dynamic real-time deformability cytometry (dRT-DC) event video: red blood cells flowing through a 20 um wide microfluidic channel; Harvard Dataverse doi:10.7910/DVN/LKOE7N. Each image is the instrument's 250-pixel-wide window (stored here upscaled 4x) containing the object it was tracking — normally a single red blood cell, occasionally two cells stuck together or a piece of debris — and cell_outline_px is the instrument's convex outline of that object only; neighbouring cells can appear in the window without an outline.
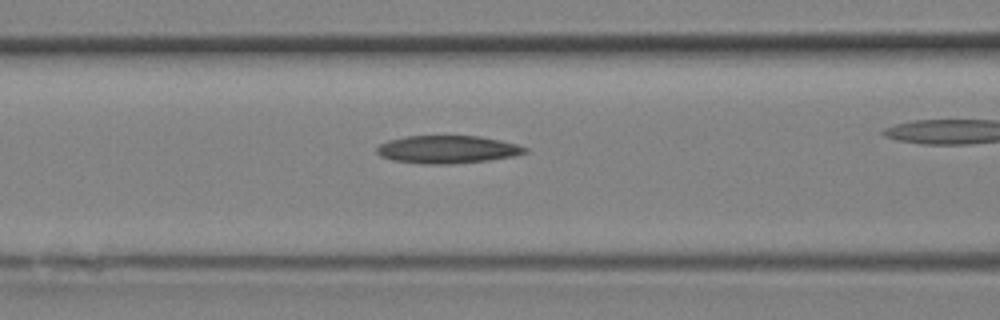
{"species": "Egyptian fruit bat (a non-hibernating species)", "species_latin": "Rousettus aegyptiacus", "temperature_condition": "room temperature", "stored_images_in_passage": 18, "camera_frame_rate_fps": 3000, "um_per_image_px": 0.085, "animal": {"sex": "female"}, "frame": {"image": 1, "passage_image": 8, "time_ms": 2.333, "image_size_px": [1000, 320], "cell_outline_px": [[528, 152], [516, 156], [488, 160], [452, 164], [420, 164], [392, 160], [380, 156], [376, 152], [376, 148], [380, 144], [388, 140], [404, 136], [480, 136], [500, 140], [516, 144], [528, 148]], "centroid_in_image_um": [38.02, 12.71], "position_along_channel_um": 128.6, "area_um2": 24.22}}